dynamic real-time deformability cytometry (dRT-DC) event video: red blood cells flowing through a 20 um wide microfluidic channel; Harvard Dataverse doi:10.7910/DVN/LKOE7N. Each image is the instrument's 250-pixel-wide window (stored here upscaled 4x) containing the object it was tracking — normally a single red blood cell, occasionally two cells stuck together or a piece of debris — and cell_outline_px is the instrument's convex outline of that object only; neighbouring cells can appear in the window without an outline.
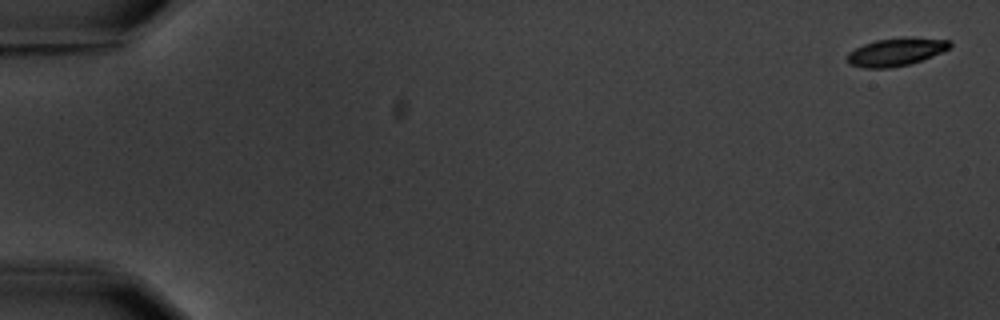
{"species": "common noctule bat (a hibernating species)", "species_latin": "Nyctalus noctula", "temperature_condition": "warm", "stored_images_in_passage": 5, "camera_frame_rate_fps": 3000, "um_per_image_px": 0.085, "animal": {"sex": "male", "body_mass_g": 20.1, "forearm_length_mm": 53.5}, "frame": {"image": 1, "passage_image": 1, "time_ms": 0.0, "image_size_px": [1000, 320], "cell_outline_px": [[952, 44], [948, 48], [932, 56], [908, 64], [888, 68], [864, 68], [848, 64], [848, 52], [864, 44], [876, 40], [904, 36], [912, 36], [952, 40]], "centroid_in_image_um": [76.17, 4.39], "position_along_channel_um": 8.8, "area_um2": 16.76}}